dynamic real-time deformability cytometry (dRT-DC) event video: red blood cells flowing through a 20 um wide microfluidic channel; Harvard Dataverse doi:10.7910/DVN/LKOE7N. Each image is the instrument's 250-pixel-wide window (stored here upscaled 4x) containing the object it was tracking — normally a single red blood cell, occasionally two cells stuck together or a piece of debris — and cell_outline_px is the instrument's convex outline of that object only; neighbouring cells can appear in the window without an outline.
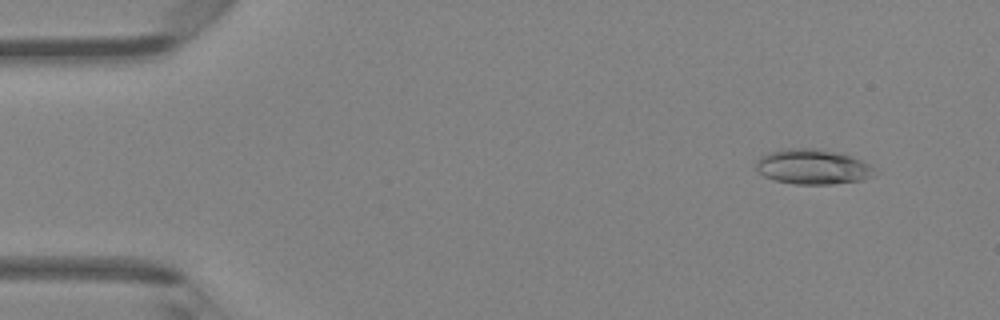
{"species": "Egyptian fruit bat (a non-hibernating species)", "species_latin": "Rousettus aegyptiacus", "temperature_condition": "room temperature", "stored_images_in_passage": 47, "camera_frame_rate_fps": 3000, "um_per_image_px": 0.085, "animal": {"sex": "female"}, "frame": {"image": 1, "passage_image": 4, "time_ms": 1.0, "image_size_px": [1000, 320], "cell_outline_px": [[880, 172], [864, 180], [832, 184], [792, 184], [776, 180], [764, 176], [756, 168], [756, 160], [760, 156], [768, 152], [784, 148], [820, 148], [844, 152], [868, 164]], "centroid_in_image_um": [69.12, 14.16], "position_along_channel_um": 15.9, "area_um2": 24.74}}
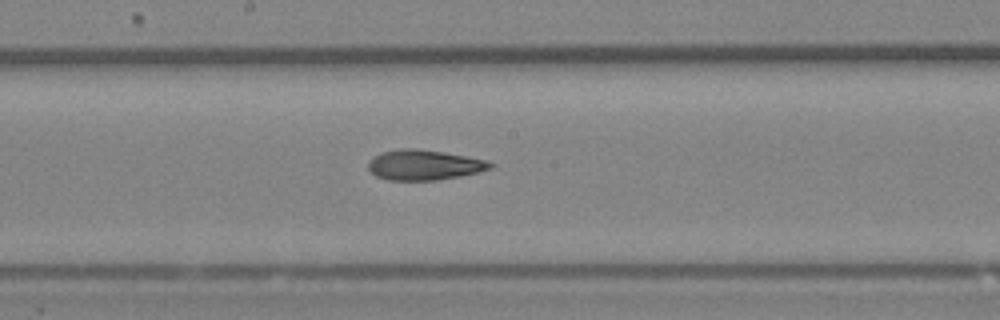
{"frame": {"image": 2, "passage_image": 25, "time_ms": 8.0, "image_size_px": [1000, 320], "cell_outline_px": [[496, 164], [492, 168], [460, 176], [436, 180], [388, 180], [376, 176], [368, 168], [368, 160], [380, 152], [400, 148], [416, 148], [464, 156], [484, 160]], "centroid_in_image_um": [36.0, 14.02], "position_along_channel_um": 212.2, "area_um2": 21.33}}
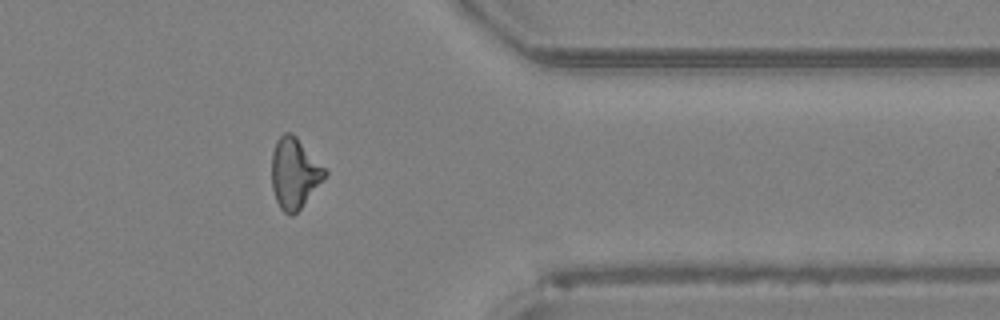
{"frame": {"image": 3, "passage_image": 38, "time_ms": 12.333, "image_size_px": [1000, 320], "cell_outline_px": [[328, 172], [300, 208], [292, 216], [288, 216], [280, 208], [276, 200], [272, 188], [272, 152], [276, 140], [284, 132], [292, 132], [296, 136]], "centroid_in_image_um": [24.99, 14.71], "position_along_channel_um": 386.4, "area_um2": 21.5}, "authors_computed_cell_mechanics": {"area_um2": 22.1374, "velocity_mm_per_s": 4.3361, "shape_relaxation_time_tau1_ms": 6.556, "shape_relaxation_time_tau2_ms": 4.1712, "deformation_change_tau1": 0.1648, "deformation_change_tau2": 0.1342}}